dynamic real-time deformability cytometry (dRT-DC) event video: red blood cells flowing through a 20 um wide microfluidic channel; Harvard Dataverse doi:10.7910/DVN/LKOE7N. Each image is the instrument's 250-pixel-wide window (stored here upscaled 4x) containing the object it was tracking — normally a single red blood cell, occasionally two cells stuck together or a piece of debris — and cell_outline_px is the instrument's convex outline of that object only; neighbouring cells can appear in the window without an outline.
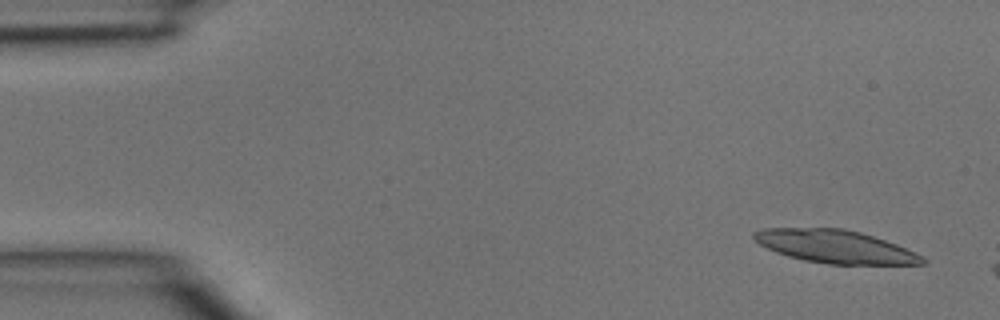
{"species": "common noctule bat (a hibernating species)", "species_latin": "Nyctalus noctula", "temperature_condition": "room temperature", "stored_images_in_passage": 6, "camera_frame_rate_fps": 3000, "um_per_image_px": 0.085, "animal": {"sex": "male", "body_mass_g": 15.6}, "frame": {"image": 1, "passage_image": 1, "time_ms": 0.0, "image_size_px": [1000, 320], "cell_outline_px": [[928, 260], [924, 264], [828, 264], [804, 260], [788, 256], [776, 252], [752, 240], [752, 232], [764, 228], [844, 228], [860, 232], [896, 244]], "centroid_in_image_um": [70.93, 20.95], "position_along_channel_um": 14.1, "area_um2": 32.14}}